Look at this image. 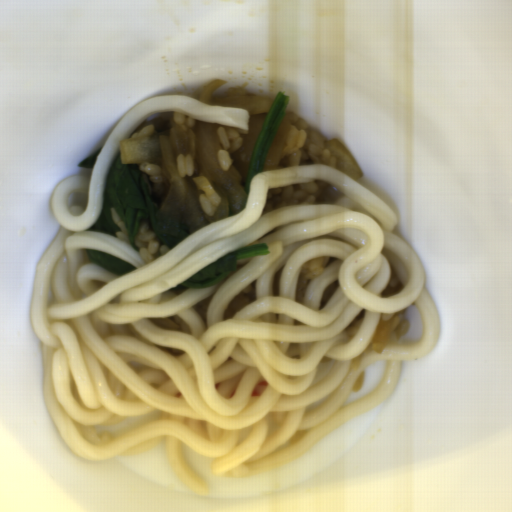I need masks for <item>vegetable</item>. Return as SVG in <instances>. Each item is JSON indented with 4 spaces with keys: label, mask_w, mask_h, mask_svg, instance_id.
<instances>
[{
    "label": "vegetable",
    "mask_w": 512,
    "mask_h": 512,
    "mask_svg": "<svg viewBox=\"0 0 512 512\" xmlns=\"http://www.w3.org/2000/svg\"><path fill=\"white\" fill-rule=\"evenodd\" d=\"M111 208L116 211L125 226L130 246L138 253L139 247L135 245V236L142 221H148L151 230L168 251L187 237L166 234L156 228V214L159 210L142 178L139 164H123L121 151L114 158L106 175L100 214L87 231L117 237L116 234L121 232V228L114 222Z\"/></svg>",
    "instance_id": "obj_1"
},
{
    "label": "vegetable",
    "mask_w": 512,
    "mask_h": 512,
    "mask_svg": "<svg viewBox=\"0 0 512 512\" xmlns=\"http://www.w3.org/2000/svg\"><path fill=\"white\" fill-rule=\"evenodd\" d=\"M84 250L87 254L89 262L96 263L106 272L116 275L118 277L127 274L131 271H134L137 268L130 262L112 256L103 251H98L89 248H86Z\"/></svg>",
    "instance_id": "obj_4"
},
{
    "label": "vegetable",
    "mask_w": 512,
    "mask_h": 512,
    "mask_svg": "<svg viewBox=\"0 0 512 512\" xmlns=\"http://www.w3.org/2000/svg\"><path fill=\"white\" fill-rule=\"evenodd\" d=\"M290 102V96L284 92H278L272 100L269 110L265 116L264 122L257 137L252 151L246 184L243 187L246 195L249 193L251 181L257 173L264 169L266 159L271 149L274 138L287 112Z\"/></svg>",
    "instance_id": "obj_3"
},
{
    "label": "vegetable",
    "mask_w": 512,
    "mask_h": 512,
    "mask_svg": "<svg viewBox=\"0 0 512 512\" xmlns=\"http://www.w3.org/2000/svg\"><path fill=\"white\" fill-rule=\"evenodd\" d=\"M270 251L266 243H257L244 246L229 254H226L211 264L196 272L184 282L177 284L168 291L178 289H201L217 285L228 275L236 270L238 260L251 259L269 255Z\"/></svg>",
    "instance_id": "obj_2"
}]
</instances>
